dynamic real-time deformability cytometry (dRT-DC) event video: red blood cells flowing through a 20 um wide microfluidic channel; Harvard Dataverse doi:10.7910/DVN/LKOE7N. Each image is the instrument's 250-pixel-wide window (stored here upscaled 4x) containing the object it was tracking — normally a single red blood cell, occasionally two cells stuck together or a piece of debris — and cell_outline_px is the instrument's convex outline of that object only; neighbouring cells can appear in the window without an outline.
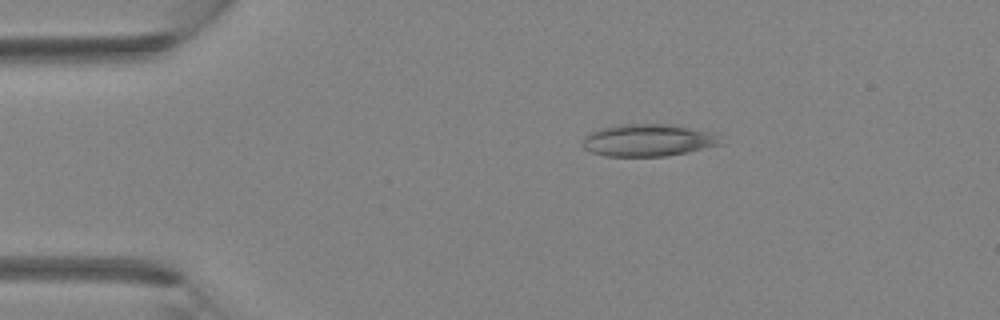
{"species": "Egyptian fruit bat (a non-hibernating species)", "species_latin": "Rousettus aegyptiacus", "temperature_condition": "room temperature", "stored_images_in_passage": 4, "camera_frame_rate_fps": 3000, "um_per_image_px": 0.085, "animal": {"sex": "female"}, "frame": {"image": 1, "passage_image": 3, "time_ms": 0.667, "image_size_px": [1000, 320], "cell_outline_px": [[724, 144], [664, 156], [608, 156], [592, 152], [584, 148], [584, 136], [588, 132], [600, 128], [620, 124], [668, 124], [708, 132]], "centroid_in_image_um": [54.99, 11.91], "position_along_channel_um": 30.0, "area_um2": 25.32}}